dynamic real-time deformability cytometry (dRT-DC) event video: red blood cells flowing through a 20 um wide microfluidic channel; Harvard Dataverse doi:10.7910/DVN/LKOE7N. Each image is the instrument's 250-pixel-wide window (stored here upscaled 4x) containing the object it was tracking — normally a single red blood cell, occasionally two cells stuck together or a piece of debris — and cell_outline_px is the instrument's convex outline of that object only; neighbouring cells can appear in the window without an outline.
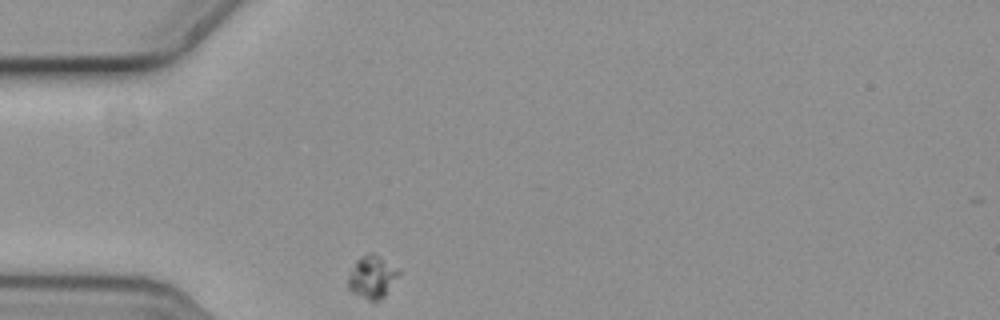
{"species": "common noctule bat (a hibernating species)", "species_latin": "Nyctalus noctula", "temperature_condition": "cold", "stored_images_in_passage": 3, "camera_frame_rate_fps": 3000, "um_per_image_px": 0.085, "animal": {"sex": "female", "body_mass_g": 19.3, "forearm_length_mm": 54.1}, "frame": {"image": 1, "passage_image": 1, "time_ms": 0.0, "image_size_px": [1000, 320], "cell_outline_px": [[400, 272], [384, 296], [376, 304], [372, 304], [352, 292], [348, 288], [348, 272], [356, 260], [360, 256], [368, 252], [372, 252], [380, 256], [400, 268]], "centroid_in_image_um": [31.61, 23.55], "position_along_channel_um": 53.4, "area_um2": 13.06}}
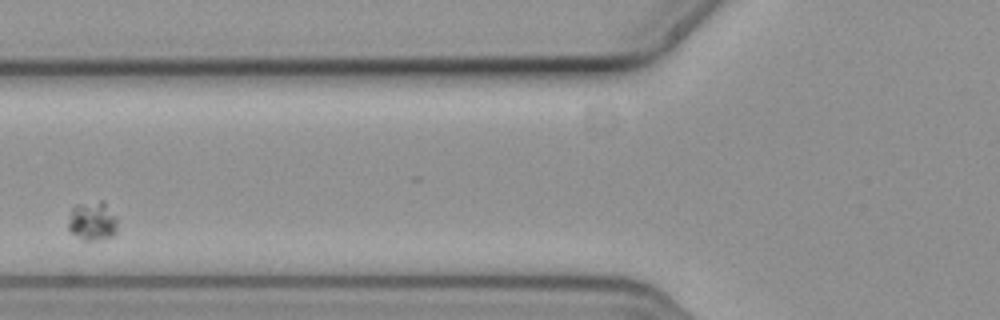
{"frame": {"image": 2, "passage_image": 3, "time_ms": 0.667, "image_size_px": [1000, 320], "cell_outline_px": [[116, 232], [112, 236], [96, 240], [84, 240], [72, 232], [68, 228], [68, 224], [72, 208], [80, 204], [100, 200], [104, 200], [116, 216]], "centroid_in_image_um": [7.88, 18.77], "position_along_channel_um": 117.9, "area_um2": 11.04}}